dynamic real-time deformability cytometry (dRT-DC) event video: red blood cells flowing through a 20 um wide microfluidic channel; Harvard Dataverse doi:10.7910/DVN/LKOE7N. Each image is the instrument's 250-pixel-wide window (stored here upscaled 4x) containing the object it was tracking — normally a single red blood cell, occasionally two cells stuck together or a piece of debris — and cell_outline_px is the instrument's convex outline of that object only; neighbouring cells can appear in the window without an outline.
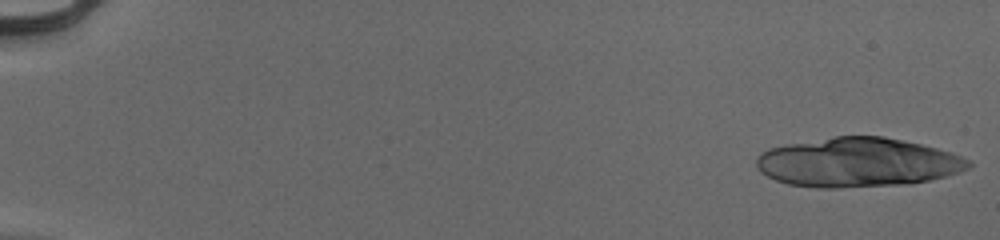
{"species": "human", "species_latin": "Homo sapiens", "temperature_condition": "cold", "stored_images_in_passage": 18, "camera_frame_rate_fps": 3000, "um_per_image_px": 0.085, "donor": {"sex": "male"}, "frame": {"image": 1, "passage_image": 1, "time_ms": 0.0, "image_size_px": [1000, 240], "cell_outline_px": [[972, 164], [968, 168], [960, 172], [928, 180], [908, 184], [836, 188], [820, 188], [788, 184], [776, 180], [760, 172], [756, 168], [756, 160], [760, 152], [768, 148], [788, 144], [836, 136], [884, 136], [920, 144], [952, 152], [968, 160]], "centroid_in_image_um": [72.87, 13.81], "position_along_channel_um": 12.1, "area_um2": 60.81}}